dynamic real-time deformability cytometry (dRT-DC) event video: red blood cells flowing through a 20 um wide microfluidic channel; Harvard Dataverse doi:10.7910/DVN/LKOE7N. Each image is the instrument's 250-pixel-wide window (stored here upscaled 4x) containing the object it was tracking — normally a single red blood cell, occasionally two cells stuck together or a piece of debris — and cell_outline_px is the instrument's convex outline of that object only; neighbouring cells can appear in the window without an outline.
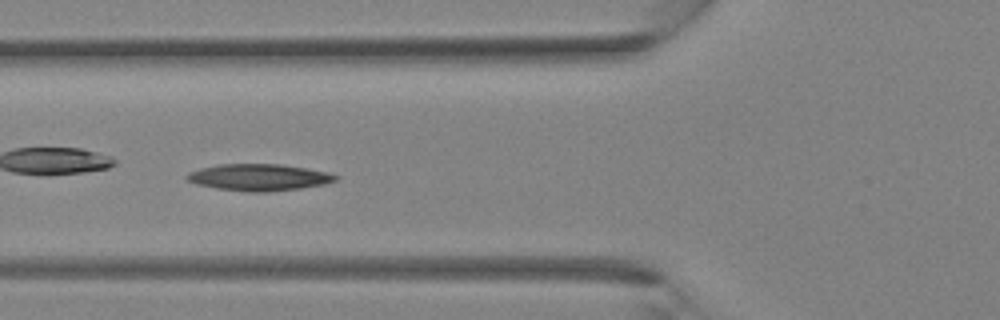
{"species": "Egyptian fruit bat (a non-hibernating species)", "species_latin": "Rousettus aegyptiacus", "temperature_condition": "room temperature", "stored_images_in_passage": 38, "camera_frame_rate_fps": 3000, "um_per_image_px": 0.085, "animal": {"sex": "female"}, "frame": {"image": 1, "passage_image": 15, "time_ms": 4.667, "image_size_px": [1000, 320], "cell_outline_px": [[340, 176], [336, 180], [324, 184], [300, 188], [268, 192], [248, 192], [216, 188], [196, 184], [188, 180], [184, 176], [188, 172], [200, 168], [216, 164], [280, 164], [308, 168], [328, 172]], "centroid_in_image_um": [22.0, 15.07], "position_along_channel_um": 103.8, "area_um2": 23.29}}
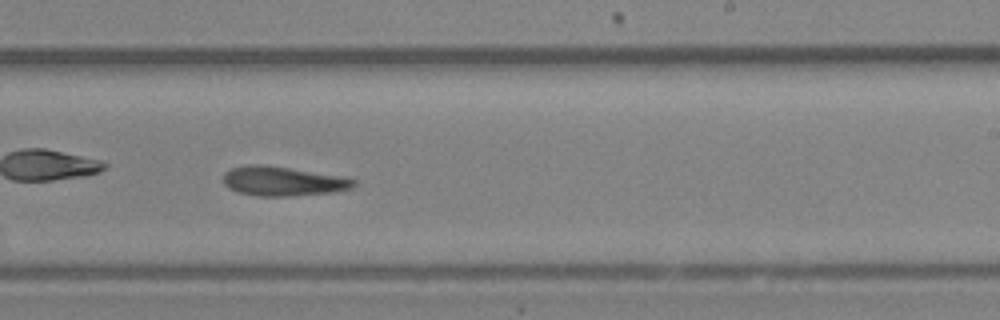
{"frame": {"image": 2, "passage_image": 24, "time_ms": 7.667, "image_size_px": [1000, 320], "cell_outline_px": [[356, 184], [352, 188], [332, 192], [288, 196], [260, 196], [240, 192], [228, 188], [224, 184], [224, 172], [232, 168], [248, 164], [264, 164], [340, 176], [356, 180]], "centroid_in_image_um": [24.02, 15.39], "position_along_channel_um": 265.0, "area_um2": 22.14}}
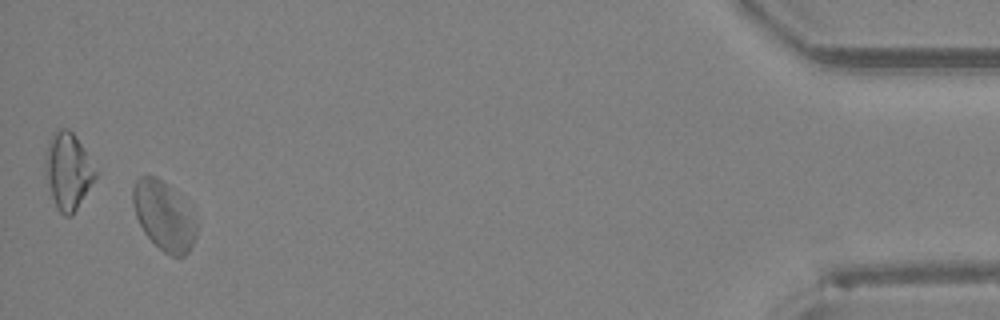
{"frame": {"image": 3, "passage_image": 37, "time_ms": 12.0, "image_size_px": [1000, 320], "cell_outline_px": [[200, 220], [196, 236], [188, 252], [184, 256], [172, 256], [164, 252], [144, 232], [136, 216], [132, 204], [132, 188], [136, 180], [140, 176], [156, 176], [168, 184]], "centroid_in_image_um": [13.96, 18.33], "position_along_channel_um": 421.2, "area_um2": 25.78}}